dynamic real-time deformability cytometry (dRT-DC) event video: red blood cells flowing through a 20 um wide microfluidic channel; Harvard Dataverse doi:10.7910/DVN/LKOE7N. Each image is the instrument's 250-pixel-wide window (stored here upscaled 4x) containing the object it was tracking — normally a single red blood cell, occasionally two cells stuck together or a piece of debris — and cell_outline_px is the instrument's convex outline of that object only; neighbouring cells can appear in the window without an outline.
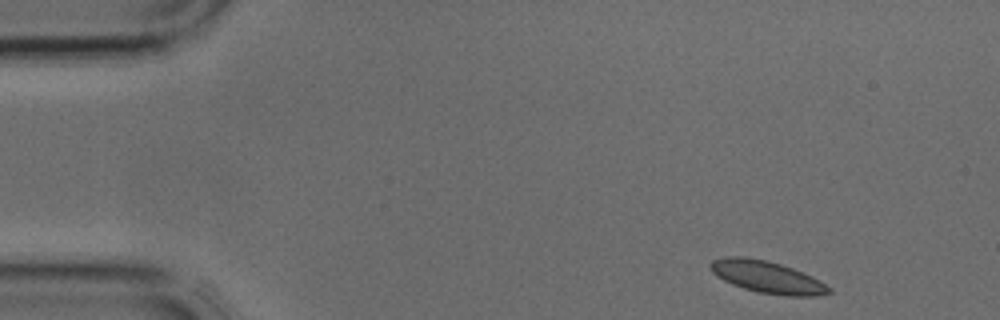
{"species": "common noctule bat (a hibernating species)", "species_latin": "Nyctalus noctula", "temperature_condition": "cold", "stored_images_in_passage": 3, "camera_frame_rate_fps": 3000, "um_per_image_px": 0.085, "animal": {"sex": "male", "body_mass_g": 17.9, "forearm_length_mm": 54.2}, "frame": {"image": 1, "passage_image": 1, "time_ms": 0.0, "image_size_px": [1000, 320], "cell_outline_px": [[832, 292], [816, 296], [784, 296], [760, 292], [744, 288], [732, 284], [716, 276], [712, 272], [708, 264], [712, 260], [724, 256], [744, 256], [768, 260], [792, 268], [812, 276], [832, 288]], "centroid_in_image_um": [65.19, 23.53], "position_along_channel_um": 19.8, "area_um2": 22.25}}
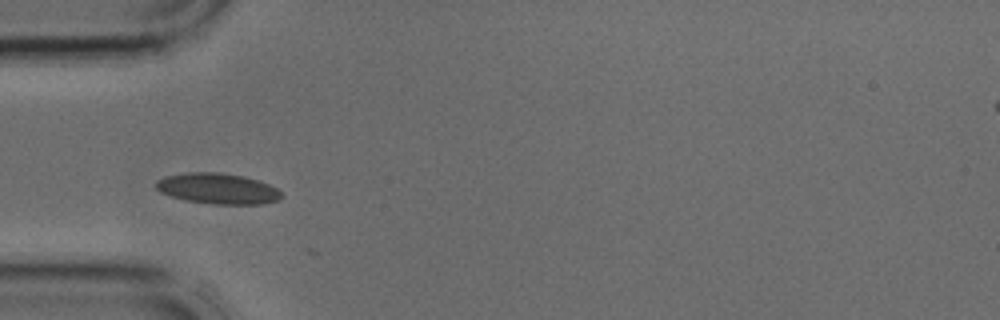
{"frame": {"image": 2, "passage_image": 3, "time_ms": 0.667, "image_size_px": [1000, 320], "cell_outline_px": [[284, 196], [280, 200], [264, 204], [212, 204], [184, 200], [160, 192], [156, 188], [156, 180], [164, 176], [188, 172], [216, 172], [244, 176], [260, 180], [276, 188]], "centroid_in_image_um": [18.52, 16.03], "position_along_channel_um": 66.5, "area_um2": 22.66}}